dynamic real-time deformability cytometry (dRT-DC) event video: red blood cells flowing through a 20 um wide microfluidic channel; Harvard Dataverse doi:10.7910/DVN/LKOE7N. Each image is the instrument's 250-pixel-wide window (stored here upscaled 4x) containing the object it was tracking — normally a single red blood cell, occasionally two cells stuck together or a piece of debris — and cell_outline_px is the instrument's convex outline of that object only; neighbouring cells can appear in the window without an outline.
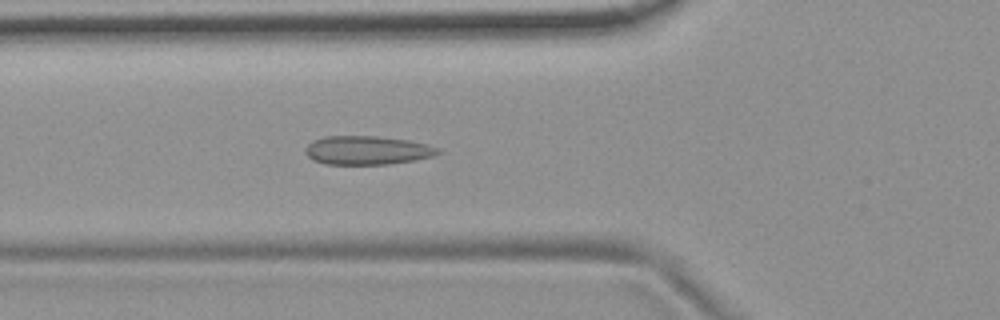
{"species": "common noctule bat (a hibernating species)", "species_latin": "Nyctalus noctula", "temperature_condition": "room temperature", "stored_images_in_passage": 42, "camera_frame_rate_fps": 3000, "um_per_image_px": 0.085, "animal": {"sex": "female", "body_mass_g": 19.9}, "frame": {"image": 1, "passage_image": 7, "time_ms": 2.0, "image_size_px": [1000, 320], "cell_outline_px": [[440, 152], [432, 156], [416, 160], [388, 164], [324, 164], [312, 160], [304, 152], [304, 148], [312, 140], [324, 136], [376, 136], [408, 140], [428, 144], [440, 148]], "centroid_in_image_um": [31.18, 12.77], "position_along_channel_um": 94.6, "area_um2": 22.37}}
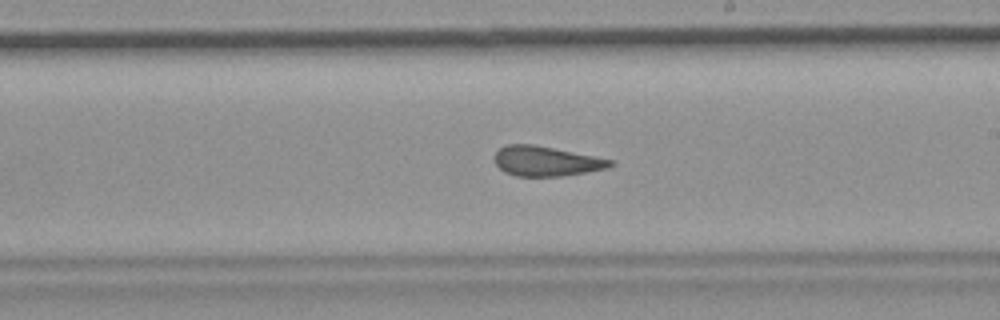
{"frame": {"image": 2, "passage_image": 19, "time_ms": 6.0, "image_size_px": [1000, 320], "cell_outline_px": [[616, 164], [608, 168], [564, 176], [516, 176], [504, 172], [496, 164], [496, 152], [500, 148], [508, 144], [532, 144], [612, 160]], "centroid_in_image_um": [46.42, 13.71], "position_along_channel_um": 242.6, "area_um2": 19.83}}
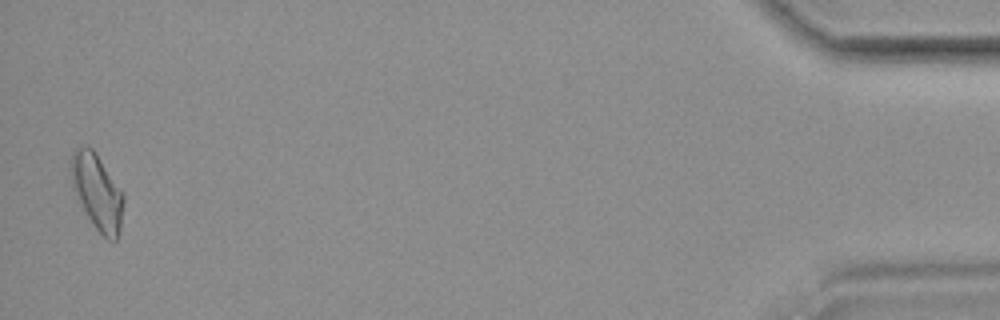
{"frame": {"image": 3, "passage_image": 41, "time_ms": 13.333, "image_size_px": [1000, 320], "cell_outline_px": [[124, 200], [120, 228], [116, 240], [108, 240], [96, 228], [88, 216], [72, 188], [68, 160], [72, 152], [76, 148], [84, 144], [88, 144], [96, 152], [124, 192]], "centroid_in_image_um": [8.23, 16.21], "position_along_channel_um": 427.0, "area_um2": 23.52}, "authors_computed_cell_mechanics": {"area_um2": 20.9525, "velocity_mm_per_s": 3.6998, "shape_relaxation_time_tau1_ms": null, "shape_relaxation_time_tau2_ms": 2.1881, "deformation_change_tau1": null, "deformation_change_tau2": 0.078}}